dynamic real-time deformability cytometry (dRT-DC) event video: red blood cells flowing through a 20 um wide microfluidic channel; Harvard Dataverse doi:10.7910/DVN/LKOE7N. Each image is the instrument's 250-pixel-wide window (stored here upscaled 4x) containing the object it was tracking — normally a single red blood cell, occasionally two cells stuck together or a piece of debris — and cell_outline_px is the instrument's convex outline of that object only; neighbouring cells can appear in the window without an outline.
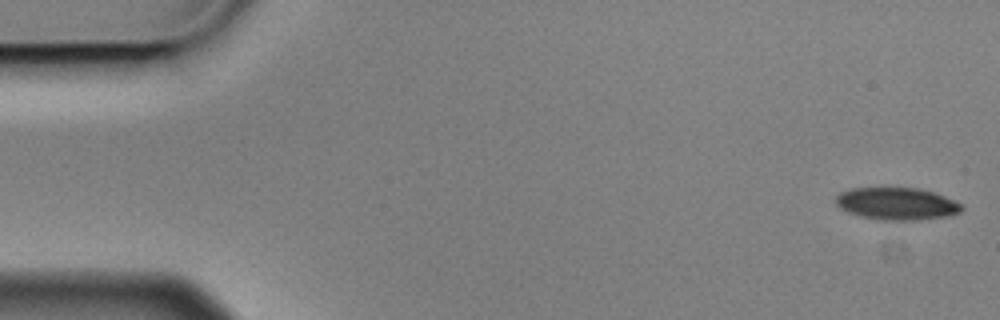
{"species": "Egyptian fruit bat (a non-hibernating species)", "species_latin": "Rousettus aegyptiacus", "temperature_condition": "cold", "stored_images_in_passage": 5, "camera_frame_rate_fps": 3000, "um_per_image_px": 0.085, "animal": {"sex": "male"}, "frame": {"image": 1, "passage_image": 1, "time_ms": 0.0, "image_size_px": [1000, 320], "cell_outline_px": [[964, 208], [960, 212], [952, 216], [916, 220], [880, 220], [848, 212], [840, 208], [836, 204], [836, 196], [840, 192], [848, 188], [916, 188], [932, 192], [944, 196], [960, 204]], "centroid_in_image_um": [76.22, 17.32], "position_along_channel_um": 8.8, "area_um2": 23.58}}
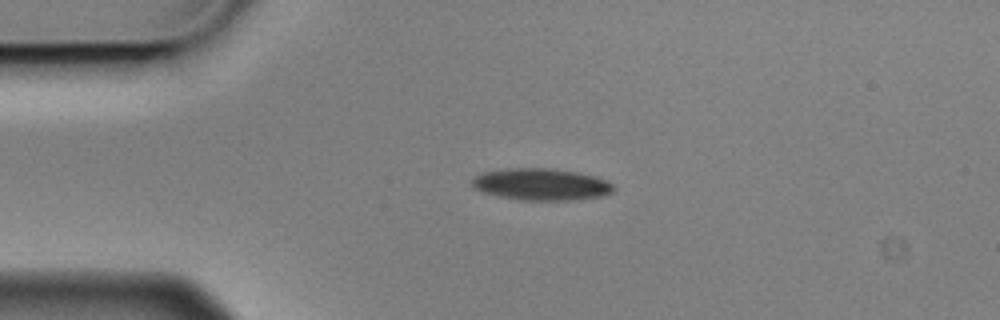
{"frame": {"image": 2, "passage_image": 4, "time_ms": 1.0, "image_size_px": [1000, 320], "cell_outline_px": [[616, 188], [612, 192], [604, 196], [572, 200], [520, 200], [500, 196], [484, 192], [476, 188], [472, 184], [472, 180], [476, 176], [484, 172], [512, 168], [552, 168], [576, 172], [596, 176], [612, 184]], "centroid_in_image_um": [46.06, 15.67], "position_along_channel_um": 38.9, "area_um2": 26.07}}